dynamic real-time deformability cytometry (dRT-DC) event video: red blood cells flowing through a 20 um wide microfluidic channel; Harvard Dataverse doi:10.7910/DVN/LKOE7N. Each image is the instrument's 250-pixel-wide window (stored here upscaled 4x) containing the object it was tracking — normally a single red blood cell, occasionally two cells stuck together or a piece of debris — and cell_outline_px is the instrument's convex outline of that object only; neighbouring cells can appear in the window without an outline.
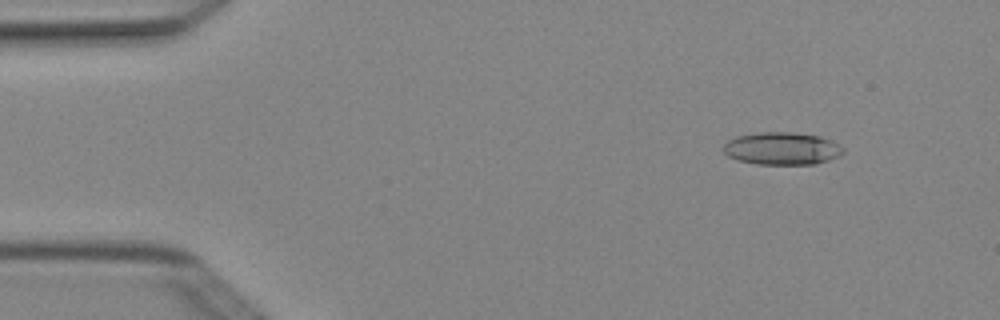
{"species": "Egyptian fruit bat (a non-hibernating species)", "species_latin": "Rousettus aegyptiacus", "temperature_condition": "cold", "stored_images_in_passage": 3, "camera_frame_rate_fps": 3000, "um_per_image_px": 0.085, "animal": {"sex": "female"}, "frame": {"image": 1, "passage_image": 1, "time_ms": 0.0, "image_size_px": [1000, 320], "cell_outline_px": [[844, 152], [840, 156], [816, 164], [756, 164], [740, 160], [728, 156], [720, 148], [728, 140], [736, 136], [760, 132], [792, 132], [820, 136], [832, 140], [844, 148]], "centroid_in_image_um": [66.47, 12.62], "position_along_channel_um": 18.5, "area_um2": 22.89}}